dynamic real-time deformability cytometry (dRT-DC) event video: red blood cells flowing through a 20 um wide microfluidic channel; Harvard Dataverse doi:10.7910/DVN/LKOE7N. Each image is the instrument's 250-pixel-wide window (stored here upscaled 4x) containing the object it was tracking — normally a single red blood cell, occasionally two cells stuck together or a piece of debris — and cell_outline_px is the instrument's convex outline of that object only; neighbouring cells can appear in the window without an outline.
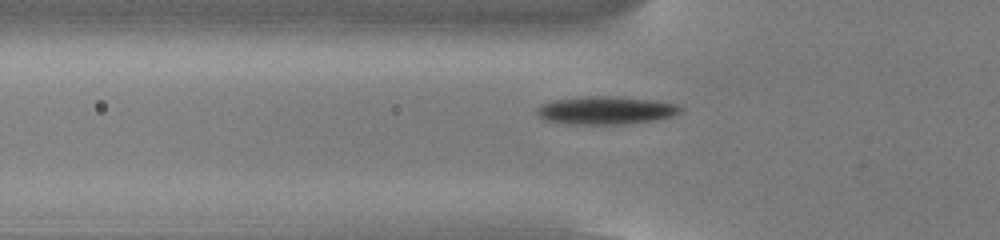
{"species": "common noctule bat (a hibernating species)", "species_latin": "Nyctalus noctula", "temperature_condition": "cold", "stored_images_in_passage": 36, "camera_frame_rate_fps": 3000, "um_per_image_px": 0.085, "animal": {"sex": "male", "body_mass_g": 13.0, "forearm_length_mm": 53.1}, "frame": {"image": 1, "passage_image": 7, "time_ms": 2.0, "image_size_px": [1000, 240], "cell_outline_px": [[684, 108], [680, 112], [672, 116], [656, 120], [628, 124], [572, 124], [548, 120], [540, 116], [536, 112], [536, 108], [540, 104], [556, 100], [584, 96], [616, 96], [656, 100], [680, 104]], "centroid_in_image_um": [51.57, 9.37], "position_along_channel_um": 74.2, "area_um2": 23.58}}
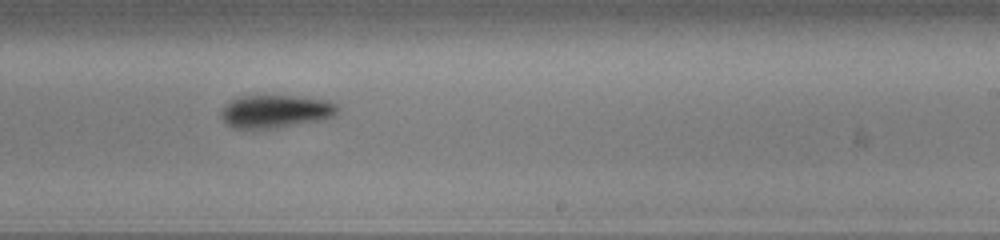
{"frame": {"image": 2, "passage_image": 22, "time_ms": 7.0, "image_size_px": [1000, 240], "cell_outline_px": [[340, 108], [332, 116], [320, 120], [276, 128], [252, 132], [232, 128], [220, 116], [220, 112], [232, 100], [240, 96], [296, 96], [328, 100], [336, 104]], "centroid_in_image_um": [23.38, 9.51], "position_along_channel_um": 265.6, "area_um2": 22.72}}
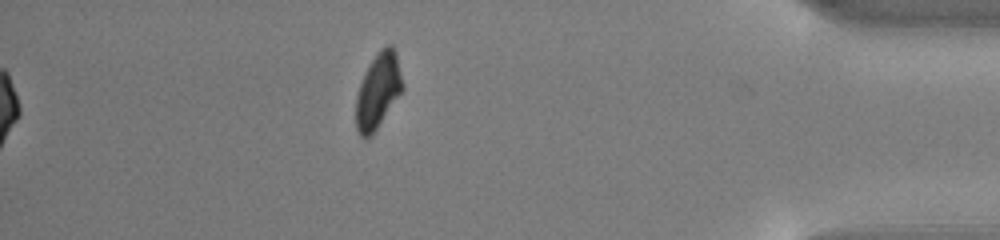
{"frame": {"image": 3, "passage_image": 36, "time_ms": 11.667, "image_size_px": [1000, 240], "cell_outline_px": [[404, 88], [372, 136], [364, 140], [360, 136], [356, 128], [356, 96], [360, 84], [372, 60], [380, 48], [388, 44], [392, 44], [396, 52], [404, 84]], "centroid_in_image_um": [32.15, 7.74], "position_along_channel_um": 403.1, "area_um2": 20.46}, "authors_computed_cell_mechanics": {"area_um2": 22.4264, "velocity_mm_per_s": 3.83, "shape_relaxation_time_tau1_ms": 2.6561, "shape_relaxation_time_tau2_ms": null, "deformation_change_tau1": 0.1257, "deformation_change_tau2": null}}